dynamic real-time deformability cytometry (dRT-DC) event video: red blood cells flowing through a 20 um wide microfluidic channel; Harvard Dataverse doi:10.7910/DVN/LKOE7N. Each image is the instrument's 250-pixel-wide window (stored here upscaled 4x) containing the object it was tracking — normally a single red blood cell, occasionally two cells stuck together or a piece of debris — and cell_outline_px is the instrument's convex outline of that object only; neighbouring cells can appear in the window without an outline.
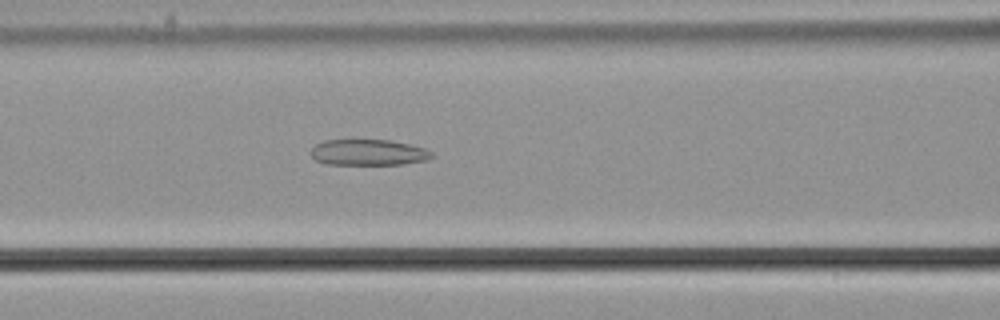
{"species": "common noctule bat (a hibernating species)", "species_latin": "Nyctalus noctula", "temperature_condition": "cold", "stored_images_in_passage": 55, "camera_frame_rate_fps": 3000, "um_per_image_px": 0.085, "animal": {"sex": "male", "body_mass_g": 21.5, "forearm_length_mm": 52.0}, "frame": {"image": 1, "passage_image": 23, "time_ms": 7.333, "image_size_px": [1000, 320], "cell_outline_px": [[432, 156], [428, 160], [404, 164], [328, 164], [316, 160], [308, 152], [316, 144], [324, 140], [352, 136], [388, 140], [408, 144], [424, 148], [432, 152]], "centroid_in_image_um": [31.24, 12.9], "position_along_channel_um": 135.4, "area_um2": 19.13}}
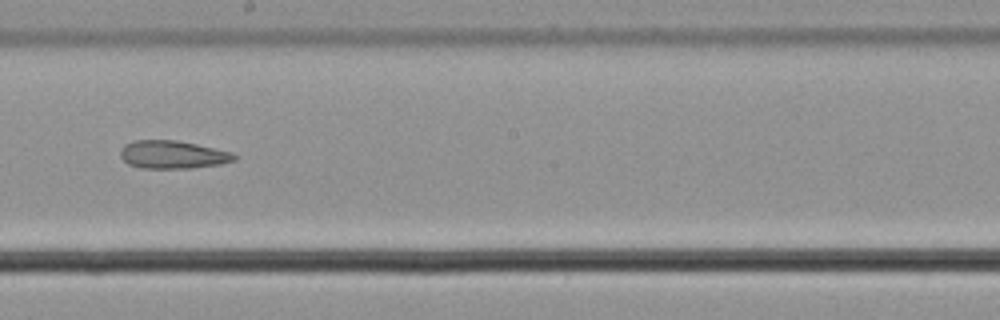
{"frame": {"image": 2, "passage_image": 31, "time_ms": 10.0, "image_size_px": [1000, 320], "cell_outline_px": [[236, 160], [220, 164], [192, 168], [140, 168], [128, 164], [120, 156], [120, 148], [124, 144], [132, 140], [176, 140], [196, 144], [232, 152], [236, 156]], "centroid_in_image_um": [14.64, 13.14], "position_along_channel_um": 233.6, "area_um2": 18.67}}
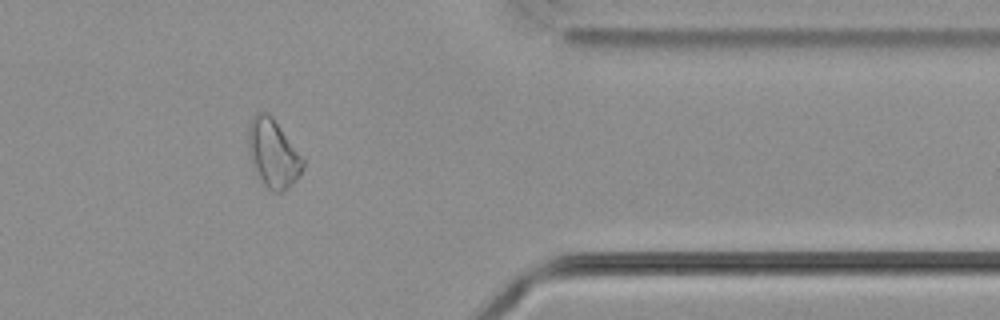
{"frame": {"image": 3, "passage_image": 45, "time_ms": 14.667, "image_size_px": [1000, 320], "cell_outline_px": [[304, 168], [300, 176], [284, 192], [272, 192], [264, 184], [252, 164], [248, 152], [248, 128], [252, 116], [256, 112], [268, 112], [272, 116], [304, 160]], "centroid_in_image_um": [23.21, 13.04], "position_along_channel_um": 388.2, "area_um2": 21.68}}